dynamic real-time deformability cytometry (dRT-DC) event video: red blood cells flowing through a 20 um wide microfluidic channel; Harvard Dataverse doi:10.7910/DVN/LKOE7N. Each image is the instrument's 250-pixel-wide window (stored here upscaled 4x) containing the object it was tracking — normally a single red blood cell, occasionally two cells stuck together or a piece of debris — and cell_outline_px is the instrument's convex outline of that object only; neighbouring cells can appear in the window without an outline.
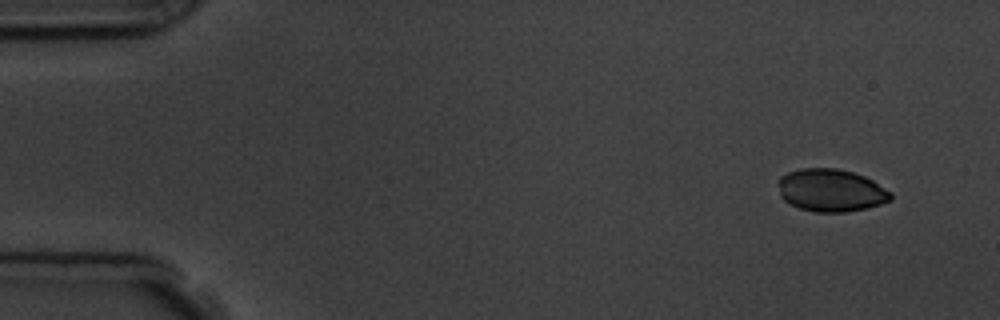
{"species": "common noctule bat (a hibernating species)", "species_latin": "Nyctalus noctula", "temperature_condition": "room temperature", "stored_images_in_passage": 4, "camera_frame_rate_fps": 3000, "um_per_image_px": 0.085, "animal": {"sex": "male", "body_mass_g": 19.5, "forearm_length_mm": 54.6}, "frame": {"image": 1, "passage_image": 1, "time_ms": 0.0, "image_size_px": [1000, 320], "cell_outline_px": [[892, 200], [868, 208], [844, 212], [816, 212], [800, 208], [788, 204], [780, 196], [776, 180], [780, 176], [788, 172], [800, 168], [836, 168], [852, 172], [864, 176], [872, 180], [892, 192]], "centroid_in_image_um": [70.6, 16.18], "position_along_channel_um": 14.4, "area_um2": 28.26}}
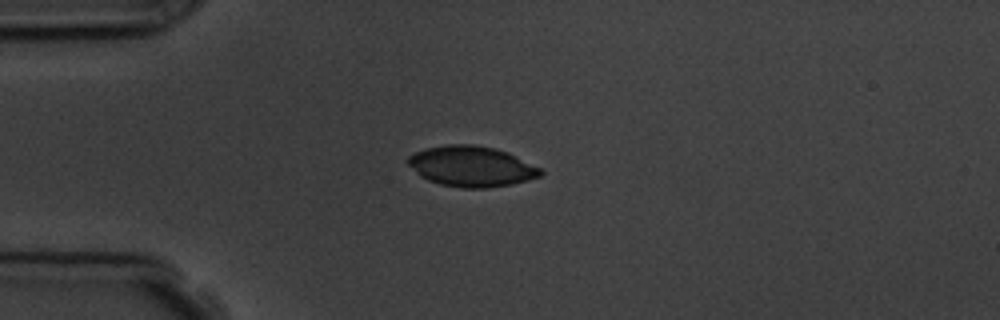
{"frame": {"image": 2, "passage_image": 4, "time_ms": 3.333, "image_size_px": [1000, 320], "cell_outline_px": [[544, 172], [540, 176], [528, 180], [512, 184], [488, 188], [460, 188], [440, 184], [428, 180], [420, 176], [404, 160], [408, 156], [424, 148], [448, 144], [472, 144], [496, 148], [508, 152], [540, 168]], "centroid_in_image_um": [40.05, 14.14], "position_along_channel_um": 44.9, "area_um2": 31.5}}